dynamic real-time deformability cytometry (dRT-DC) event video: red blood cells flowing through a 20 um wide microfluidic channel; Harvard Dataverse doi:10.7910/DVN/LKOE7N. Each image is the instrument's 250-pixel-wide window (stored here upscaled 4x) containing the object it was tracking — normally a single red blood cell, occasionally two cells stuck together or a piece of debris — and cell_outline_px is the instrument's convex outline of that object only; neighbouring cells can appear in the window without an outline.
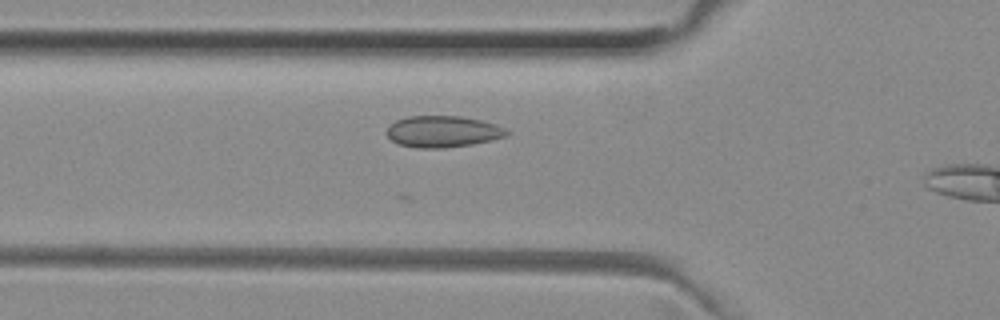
{"species": "common noctule bat (a hibernating species)", "species_latin": "Nyctalus noctula", "temperature_condition": "room temperature", "stored_images_in_passage": 27, "camera_frame_rate_fps": 3000, "um_per_image_px": 0.085, "animal": {"sex": "female", "body_mass_g": 29.2, "forearm_length_mm": 56.3}, "frame": {"image": 1, "passage_image": 5, "time_ms": 1.333, "image_size_px": [1000, 320], "cell_outline_px": [[512, 132], [504, 136], [492, 140], [472, 144], [440, 148], [420, 148], [400, 144], [392, 140], [388, 136], [388, 128], [396, 120], [408, 116], [460, 116], [480, 120], [496, 124]], "centroid_in_image_um": [37.67, 11.17], "position_along_channel_um": 88.1, "area_um2": 21.73}}
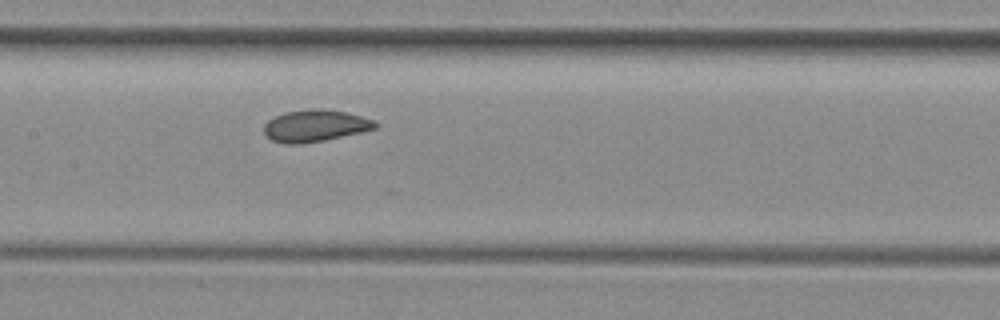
{"frame": {"image": 2, "passage_image": 12, "time_ms": 3.667, "image_size_px": [1000, 320], "cell_outline_px": [[380, 124], [376, 128], [360, 132], [324, 140], [296, 144], [288, 144], [272, 140], [264, 132], [264, 124], [268, 120], [284, 112], [312, 108], [320, 108], [344, 112], [360, 116], [372, 120]], "centroid_in_image_um": [26.77, 10.68], "position_along_channel_um": 180.6, "area_um2": 20.4}}
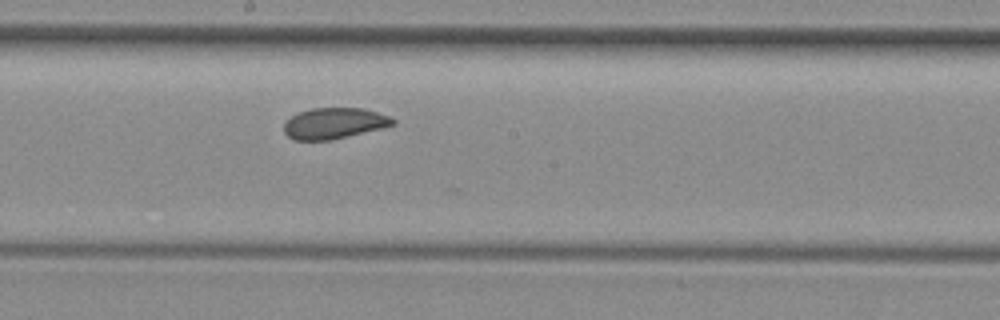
{"frame": {"image": 3, "passage_image": 15, "time_ms": 4.667, "image_size_px": [1000, 320], "cell_outline_px": [[396, 124], [380, 128], [328, 140], [296, 140], [288, 136], [284, 132], [284, 124], [296, 112], [312, 108], [364, 108], [388, 116], [396, 120]], "centroid_in_image_um": [28.38, 10.46], "position_along_channel_um": 219.8, "area_um2": 19.36}}